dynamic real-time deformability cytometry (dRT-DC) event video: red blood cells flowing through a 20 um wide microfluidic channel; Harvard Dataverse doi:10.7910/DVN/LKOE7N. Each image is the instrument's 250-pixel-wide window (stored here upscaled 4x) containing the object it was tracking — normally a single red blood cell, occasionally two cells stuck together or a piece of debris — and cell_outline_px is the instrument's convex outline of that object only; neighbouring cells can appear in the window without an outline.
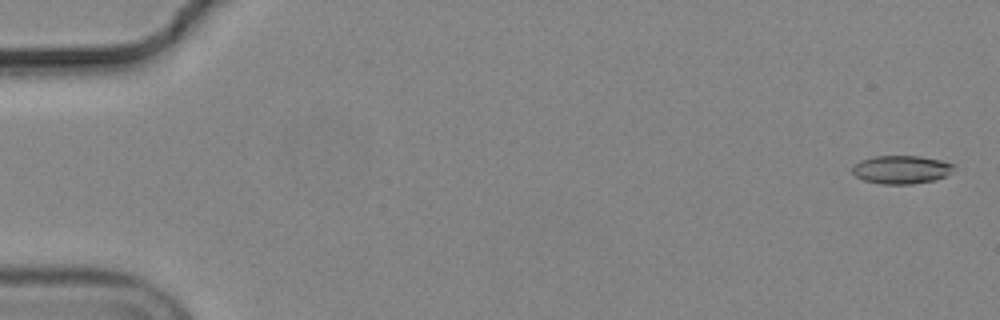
{"species": "common noctule bat (a hibernating species)", "species_latin": "Nyctalus noctula", "temperature_condition": "cold", "stored_images_in_passage": 57, "camera_frame_rate_fps": 3000, "um_per_image_px": 0.085, "animal": {"sex": "male", "body_mass_g": 19.2, "forearm_length_mm": 51.8}, "frame": {"image": 1, "passage_image": 2, "time_ms": 0.333, "image_size_px": [1000, 320], "cell_outline_px": [[952, 168], [944, 176], [932, 180], [912, 184], [880, 184], [864, 180], [856, 176], [852, 172], [852, 168], [860, 160], [872, 156], [920, 156], [940, 160], [952, 164]], "centroid_in_image_um": [76.54, 14.41], "position_along_channel_um": 8.5, "area_um2": 16.42}}
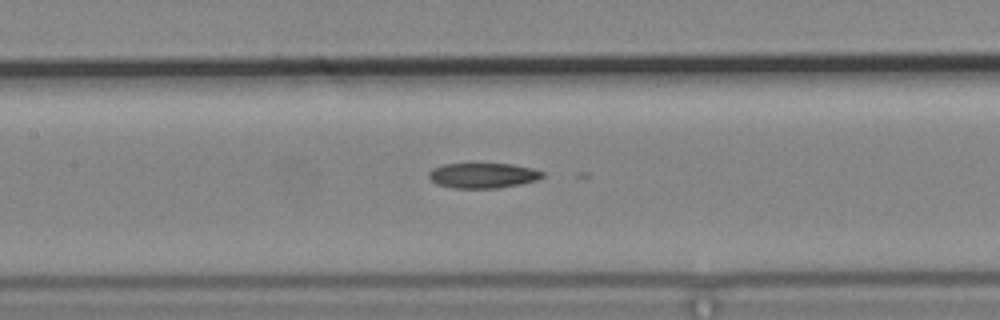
{"frame": {"image": 2, "passage_image": 27, "time_ms": 8.667, "image_size_px": [1000, 320], "cell_outline_px": [[544, 176], [536, 180], [520, 184], [496, 188], [452, 188], [436, 184], [428, 176], [428, 172], [432, 168], [444, 164], [512, 164], [532, 168], [544, 172]], "centroid_in_image_um": [41.03, 14.92], "position_along_channel_um": 166.4, "area_um2": 16.65}}
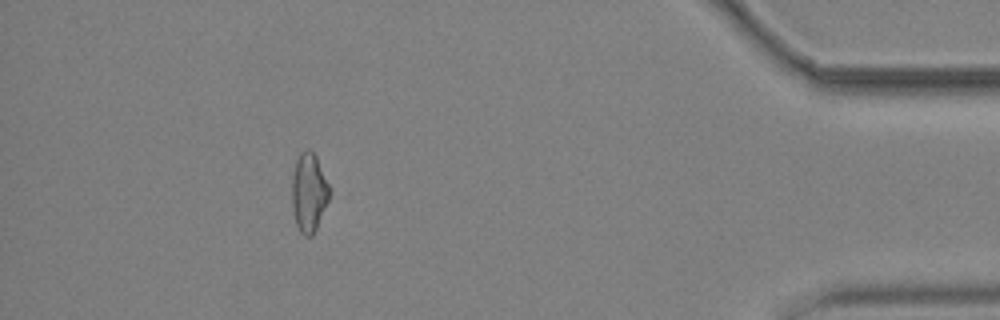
{"frame": {"image": 3, "passage_image": 51, "time_ms": 16.667, "image_size_px": [1000, 320], "cell_outline_px": [[332, 188], [328, 200], [316, 228], [312, 236], [304, 236], [300, 232], [296, 224], [292, 208], [292, 176], [296, 160], [300, 152], [308, 148], [316, 156]], "centroid_in_image_um": [26.26, 16.34], "position_along_channel_um": 408.9, "area_um2": 17.4}}